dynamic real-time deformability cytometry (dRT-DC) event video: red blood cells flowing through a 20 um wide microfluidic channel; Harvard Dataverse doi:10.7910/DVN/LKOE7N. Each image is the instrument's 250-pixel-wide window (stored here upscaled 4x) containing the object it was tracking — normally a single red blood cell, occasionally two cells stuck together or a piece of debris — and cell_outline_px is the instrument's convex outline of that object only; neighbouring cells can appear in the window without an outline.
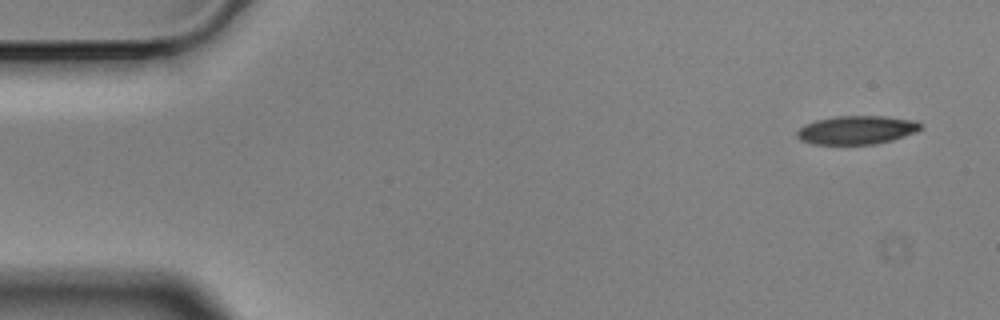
{"species": "Egyptian fruit bat (a non-hibernating species)", "species_latin": "Rousettus aegyptiacus", "temperature_condition": "cold", "stored_images_in_passage": 6, "camera_frame_rate_fps": 3000, "um_per_image_px": 0.085, "animal": {"sex": "male"}, "frame": {"image": 1, "passage_image": 1, "time_ms": 0.0, "image_size_px": [1000, 320], "cell_outline_px": [[920, 128], [916, 132], [892, 140], [876, 144], [812, 144], [800, 140], [796, 136], [796, 132], [804, 124], [816, 120], [836, 116], [884, 116], [916, 120], [920, 124]], "centroid_in_image_um": [72.79, 11.05], "position_along_channel_um": 12.2, "area_um2": 20.58}}
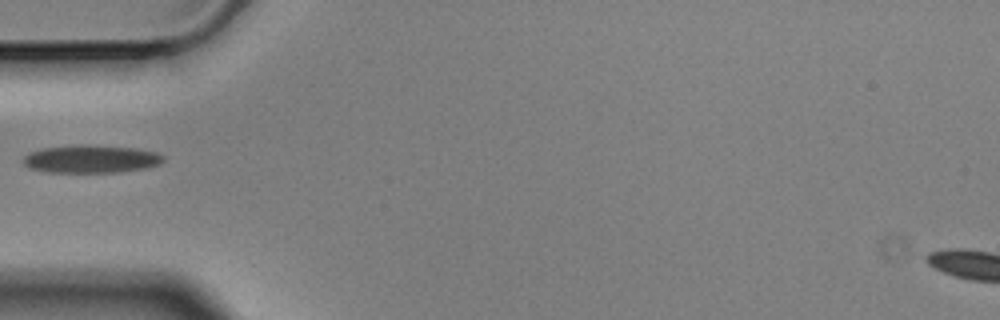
{"frame": {"image": 2, "passage_image": 5, "time_ms": 1.333, "image_size_px": [1000, 320], "cell_outline_px": [[164, 160], [160, 164], [144, 168], [116, 172], [48, 172], [32, 168], [24, 164], [24, 156], [28, 152], [40, 148], [80, 144], [88, 144], [136, 148], [156, 152], [164, 156]], "centroid_in_image_um": [7.74, 13.49], "position_along_channel_um": 77.3, "area_um2": 22.83}}
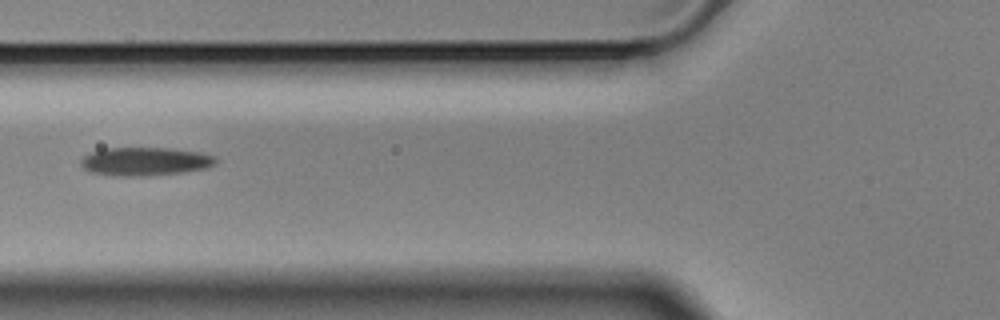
{"frame": {"image": 3, "passage_image": 6, "time_ms": 1.667, "image_size_px": [1000, 320], "cell_outline_px": [[216, 164], [208, 168], [184, 172], [148, 176], [116, 176], [92, 172], [84, 168], [80, 164], [80, 160], [84, 156], [92, 152], [104, 148], [168, 148], [200, 152], [216, 156]], "centroid_in_image_um": [12.37, 13.73], "position_along_channel_um": 113.4, "area_um2": 22.43}}